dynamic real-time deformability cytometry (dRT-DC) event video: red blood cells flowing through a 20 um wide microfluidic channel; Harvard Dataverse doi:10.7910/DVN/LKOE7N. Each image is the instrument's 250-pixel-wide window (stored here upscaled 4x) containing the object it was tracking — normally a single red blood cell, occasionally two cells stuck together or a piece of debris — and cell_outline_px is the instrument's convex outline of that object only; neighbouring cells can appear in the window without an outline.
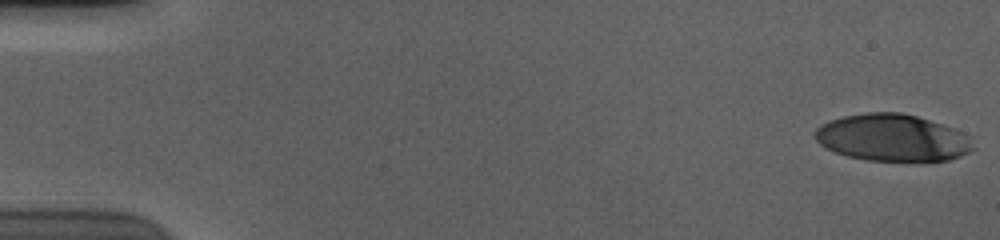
{"species": "human", "species_latin": "Homo sapiens", "temperature_condition": "cold", "stored_images_in_passage": 56, "camera_frame_rate_fps": 3000, "um_per_image_px": 0.085, "donor": {"sex": "male"}, "frame": {"image": 1, "passage_image": 1, "time_ms": 0.0, "image_size_px": [1000, 240], "cell_outline_px": [[976, 148], [960, 156], [948, 160], [868, 160], [848, 156], [824, 148], [816, 140], [816, 128], [820, 124], [828, 120], [844, 116], [864, 112], [900, 112], [916, 116], [956, 128]], "centroid_in_image_um": [75.81, 11.69], "position_along_channel_um": 9.2, "area_um2": 42.95}}
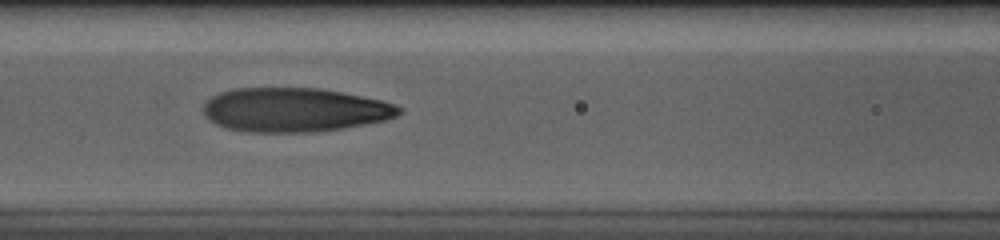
{"frame": {"image": 2, "passage_image": 25, "time_ms": 8.0, "image_size_px": [1000, 240], "cell_outline_px": [[404, 112], [396, 116], [384, 120], [340, 128], [316, 132], [248, 132], [224, 128], [208, 120], [204, 116], [200, 108], [212, 96], [220, 92], [236, 88], [320, 88], [384, 100], [400, 108]], "centroid_in_image_um": [24.97, 9.34], "position_along_channel_um": 141.6, "area_um2": 50.4}}
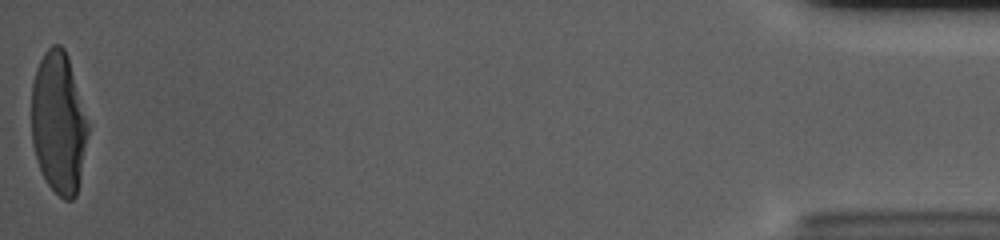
{"frame": {"image": 3, "passage_image": 56, "time_ms": 18.333, "image_size_px": [1000, 240], "cell_outline_px": [[88, 132], [80, 176], [76, 196], [72, 200], [64, 200], [48, 184], [36, 160], [32, 144], [32, 84], [36, 68], [44, 52], [52, 44], [60, 44], [64, 48], [68, 56], [88, 120]], "centroid_in_image_um": [4.97, 10.41], "position_along_channel_um": 430.2, "area_um2": 46.53}, "authors_computed_cell_mechanics": {"area_um2": 49.0144, "velocity_mm_per_s": 3.6967, "shape_relaxation_time_tau1_ms": 4.9928, "shape_relaxation_time_tau2_ms": 0.7662, "deformation_change_tau1": 0.2635, "deformation_change_tau2": 0.0861}}